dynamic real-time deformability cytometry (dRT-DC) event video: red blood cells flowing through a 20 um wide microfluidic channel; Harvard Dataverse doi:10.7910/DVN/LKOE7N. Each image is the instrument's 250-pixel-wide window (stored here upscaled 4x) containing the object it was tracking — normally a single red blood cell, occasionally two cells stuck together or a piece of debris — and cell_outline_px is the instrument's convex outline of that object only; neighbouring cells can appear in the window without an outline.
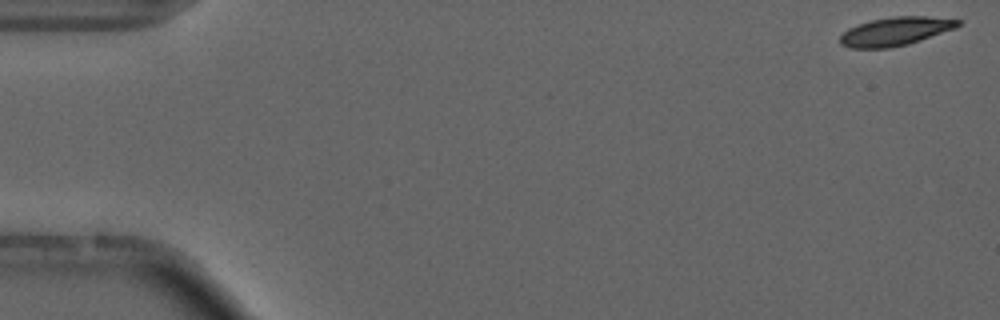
{"species": "common noctule bat (a hibernating species)", "species_latin": "Nyctalus noctula", "temperature_condition": "cold", "stored_images_in_passage": 55, "camera_frame_rate_fps": 3000, "um_per_image_px": 0.085, "animal": {"sex": "male", "forearm_length_mm": 52.5}, "frame": {"image": 1, "passage_image": 1, "time_ms": 0.0, "image_size_px": [1000, 320], "cell_outline_px": [[960, 24], [956, 28], [908, 44], [888, 48], [852, 48], [840, 44], [840, 36], [848, 28], [872, 20], [892, 16], [924, 16], [960, 20]], "centroid_in_image_um": [76.1, 2.66], "position_along_channel_um": 8.9, "area_um2": 19.36}}
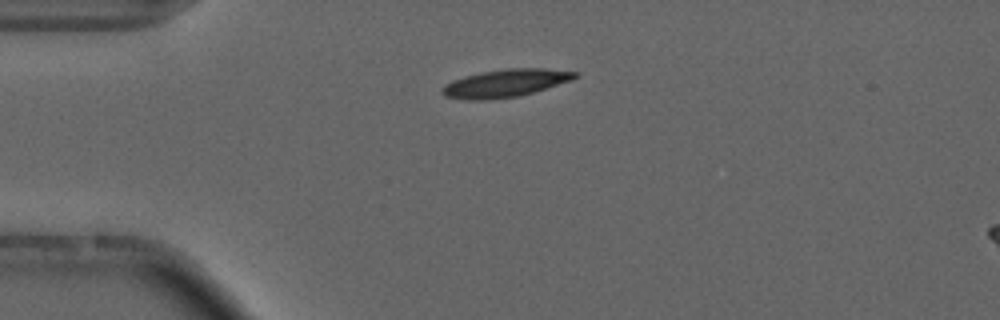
{"frame": {"image": 2, "passage_image": 13, "time_ms": 4.0, "image_size_px": [1000, 320], "cell_outline_px": [[580, 76], [572, 80], [520, 96], [488, 100], [468, 100], [444, 96], [440, 92], [440, 88], [452, 80], [464, 76], [480, 72], [508, 68], [544, 68], [576, 72]], "centroid_in_image_um": [42.93, 7.07], "position_along_channel_um": 42.1, "area_um2": 21.62}, "authors_computed_cell_mechanics": {"area_um2": 19.7676, "velocity_mm_per_s": 3.6921, "shape_relaxation_time_tau1_ms": 8.1996, "shape_relaxation_time_tau2_ms": null, "deformation_change_tau1": 0.1649, "deformation_change_tau2": null}}